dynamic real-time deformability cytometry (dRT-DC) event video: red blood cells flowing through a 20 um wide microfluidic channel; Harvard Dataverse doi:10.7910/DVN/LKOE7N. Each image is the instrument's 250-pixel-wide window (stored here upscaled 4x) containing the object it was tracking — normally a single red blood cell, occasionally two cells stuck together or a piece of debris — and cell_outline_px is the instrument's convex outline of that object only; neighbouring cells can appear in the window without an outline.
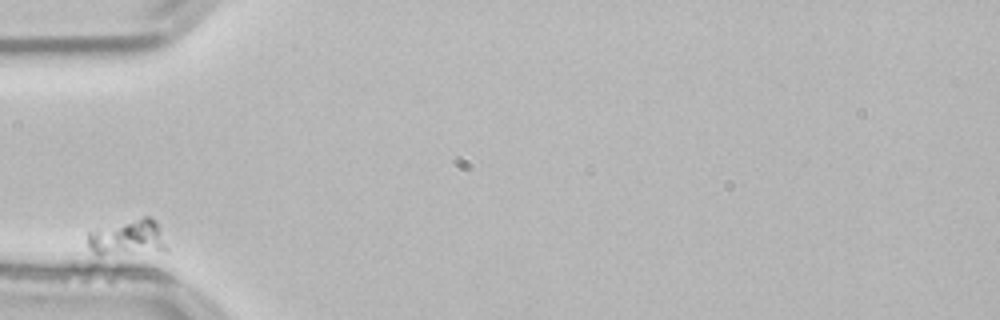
{"species": "common noctule bat (a hibernating species)", "species_latin": "Nyctalus noctula", "temperature_condition": "room temperature", "stored_images_in_passage": 32, "camera_frame_rate_fps": 3000, "um_per_image_px": 0.085, "animal": {"sex": "male", "body_mass_g": 21.5, "forearm_length_mm": 52.0}, "frame": {"image": 1, "passage_image": 1, "time_ms": 0.0, "image_size_px": [1000, 320], "cell_outline_px": [[168, 252], [96, 252], [88, 248], [88, 232], [96, 228], [144, 216], [152, 216], [156, 220], [168, 248]], "centroid_in_image_um": [10.93, 20.14], "position_along_channel_um": 74.1, "area_um2": 16.18}}
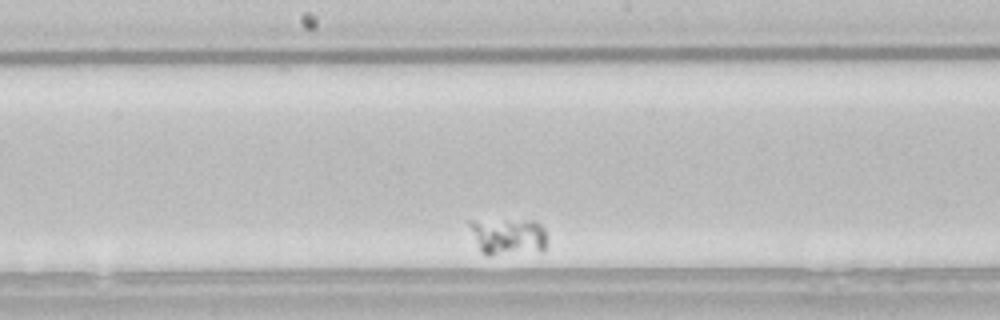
{"frame": {"image": 2, "passage_image": 15, "time_ms": 4.667, "image_size_px": [1000, 320], "cell_outline_px": [[544, 252], [492, 256], [484, 256], [480, 252], [468, 224], [468, 220], [536, 220], [544, 228]], "centroid_in_image_um": [43.16, 20.13], "position_along_channel_um": 205.0, "area_um2": 17.17}}
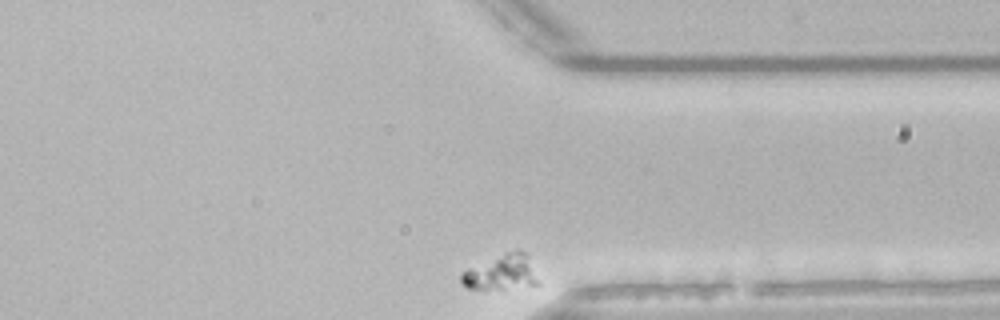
{"frame": {"image": 3, "passage_image": 32, "time_ms": 10.333, "image_size_px": [1000, 320], "cell_outline_px": [[540, 284], [484, 292], [468, 288], [460, 284], [460, 276], [468, 268], [516, 248], [520, 248], [528, 256], [540, 280]], "centroid_in_image_um": [42.62, 23.2], "position_along_channel_um": 368.8, "area_um2": 16.42}}